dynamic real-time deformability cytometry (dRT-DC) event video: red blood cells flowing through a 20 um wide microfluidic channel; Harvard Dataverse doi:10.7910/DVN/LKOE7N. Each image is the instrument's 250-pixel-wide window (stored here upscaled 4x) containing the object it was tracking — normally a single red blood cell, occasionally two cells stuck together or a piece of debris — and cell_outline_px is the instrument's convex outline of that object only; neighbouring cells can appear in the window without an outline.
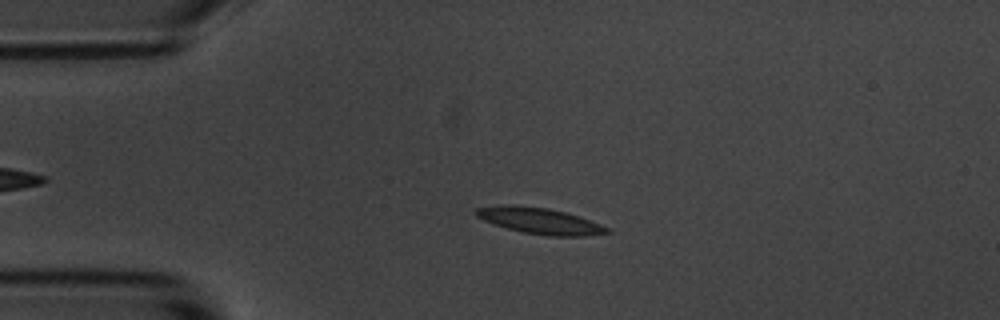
{"species": "common noctule bat (a hibernating species)", "species_latin": "Nyctalus noctula", "temperature_condition": "room temperature", "stored_images_in_passage": 55, "camera_frame_rate_fps": 3000, "um_per_image_px": 0.085, "animal": {"sex": "male", "body_mass_g": 20.1, "forearm_length_mm": 53.5}, "frame": {"image": 1, "passage_image": 12, "time_ms": 3.667, "image_size_px": [1000, 320], "cell_outline_px": [[612, 232], [584, 236], [548, 236], [524, 232], [508, 228], [484, 220], [476, 216], [472, 212], [476, 208], [508, 204], [512, 204], [548, 208], [564, 212], [600, 224], [608, 228]], "centroid_in_image_um": [45.85, 18.76], "position_along_channel_um": 39.2, "area_um2": 19.65}}
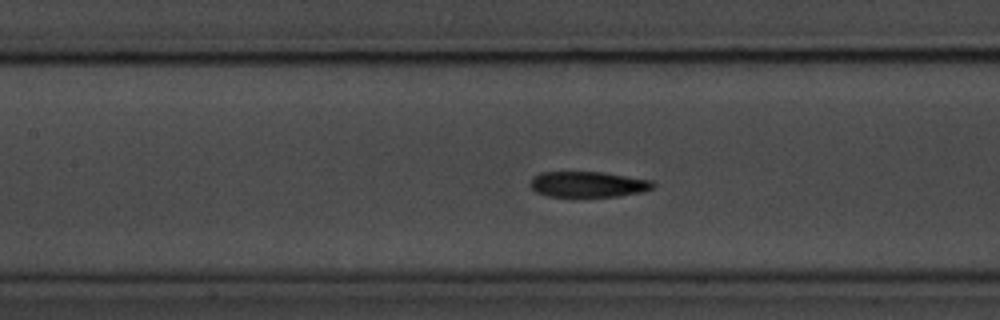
{"frame": {"image": 2, "passage_image": 24, "time_ms": 7.667, "image_size_px": [1000, 320], "cell_outline_px": [[656, 184], [652, 188], [644, 192], [620, 196], [548, 196], [536, 192], [532, 188], [532, 176], [540, 172], [604, 172], [652, 180]], "centroid_in_image_um": [50.03, 15.66], "position_along_channel_um": 157.4, "area_um2": 18.38}}
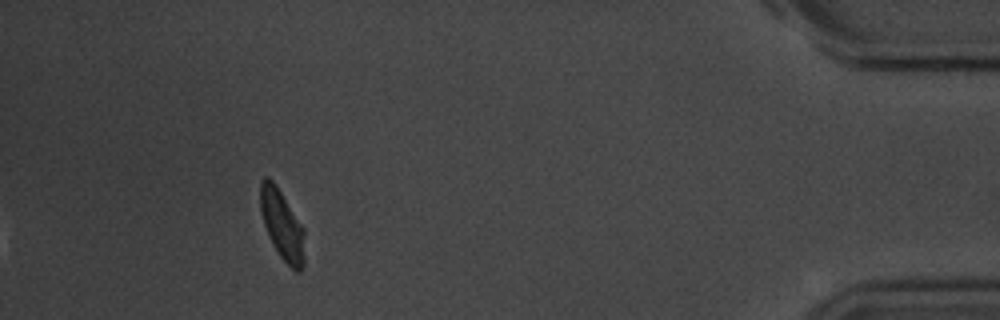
{"frame": {"image": 3, "passage_image": 50, "time_ms": 16.333, "image_size_px": [1000, 320], "cell_outline_px": [[304, 268], [300, 272], [296, 272], [280, 256], [272, 244], [264, 224], [260, 212], [260, 180], [264, 176], [268, 176], [276, 184], [304, 228]], "centroid_in_image_um": [23.97, 19.1], "position_along_channel_um": 411.2, "area_um2": 18.15}, "authors_computed_cell_mechanics": {"area_um2": 18.8428, "velocity_mm_per_s": 3.6253, "shape_relaxation_time_tau1_ms": 3.5781, "shape_relaxation_time_tau2_ms": 5.3335, "deformation_change_tau1": 0.1407, "deformation_change_tau2": 0.1373}}